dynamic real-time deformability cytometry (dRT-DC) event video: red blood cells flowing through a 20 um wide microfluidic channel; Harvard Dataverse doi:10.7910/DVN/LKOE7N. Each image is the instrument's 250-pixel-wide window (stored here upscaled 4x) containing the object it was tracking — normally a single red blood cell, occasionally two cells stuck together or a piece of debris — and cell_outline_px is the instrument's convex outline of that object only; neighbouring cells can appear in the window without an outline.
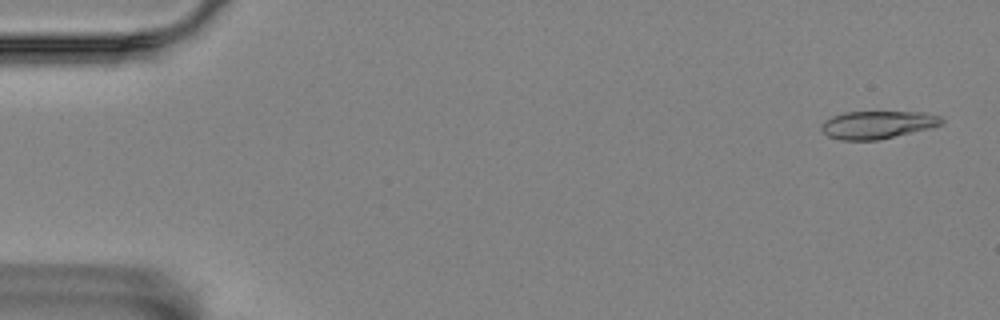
{"species": "Egyptian fruit bat (a non-hibernating species)", "species_latin": "Rousettus aegyptiacus", "temperature_condition": "room temperature", "stored_images_in_passage": 5, "camera_frame_rate_fps": 3000, "um_per_image_px": 0.085, "animal": {"sex": "female"}, "frame": {"image": 1, "passage_image": 1, "time_ms": 0.0, "image_size_px": [1000, 320], "cell_outline_px": [[944, 120], [940, 124], [928, 128], [880, 140], [840, 140], [828, 136], [820, 128], [820, 124], [824, 120], [832, 116], [844, 112], [924, 112], [940, 116]], "centroid_in_image_um": [74.53, 10.6], "position_along_channel_um": 10.5, "area_um2": 19.42}}
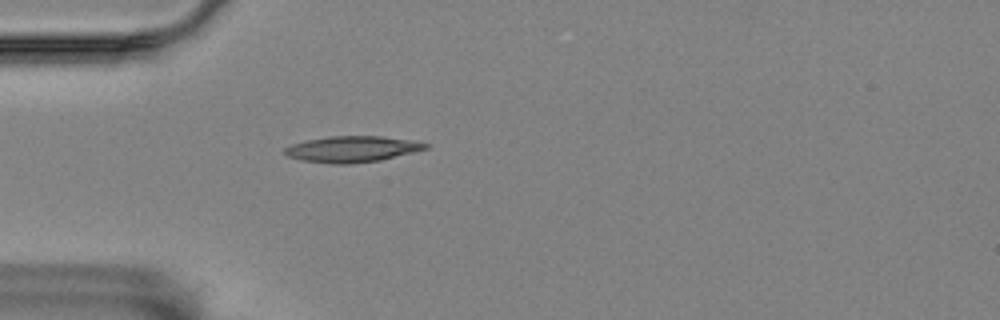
{"frame": {"image": 2, "passage_image": 5, "time_ms": 1.333, "image_size_px": [1000, 320], "cell_outline_px": [[428, 148], [416, 152], [380, 160], [352, 164], [332, 164], [300, 160], [288, 156], [280, 152], [284, 148], [292, 144], [304, 140], [328, 136], [380, 136], [408, 140], [428, 144]], "centroid_in_image_um": [29.86, 12.68], "position_along_channel_um": 55.1, "area_um2": 21.56}}